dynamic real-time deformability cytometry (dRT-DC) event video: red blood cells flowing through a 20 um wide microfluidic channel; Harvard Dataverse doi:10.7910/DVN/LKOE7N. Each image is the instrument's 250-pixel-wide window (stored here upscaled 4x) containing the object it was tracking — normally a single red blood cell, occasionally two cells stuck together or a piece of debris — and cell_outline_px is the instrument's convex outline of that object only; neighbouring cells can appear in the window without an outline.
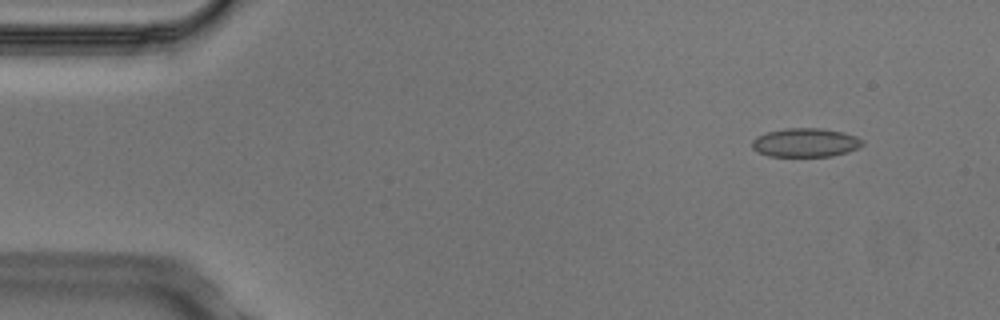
{"species": "Egyptian fruit bat (a non-hibernating species)", "species_latin": "Rousettus aegyptiacus", "temperature_condition": "cold", "stored_images_in_passage": 5, "camera_frame_rate_fps": 3000, "um_per_image_px": 0.085, "animal": {"sex": "male"}, "frame": {"image": 1, "passage_image": 2, "time_ms": 0.333, "image_size_px": [1000, 320], "cell_outline_px": [[864, 144], [860, 148], [848, 152], [832, 156], [768, 156], [756, 152], [752, 148], [752, 140], [756, 136], [768, 132], [784, 128], [820, 128], [844, 132], [856, 136], [864, 140]], "centroid_in_image_um": [68.48, 12.12], "position_along_channel_um": 16.5, "area_um2": 18.79}}
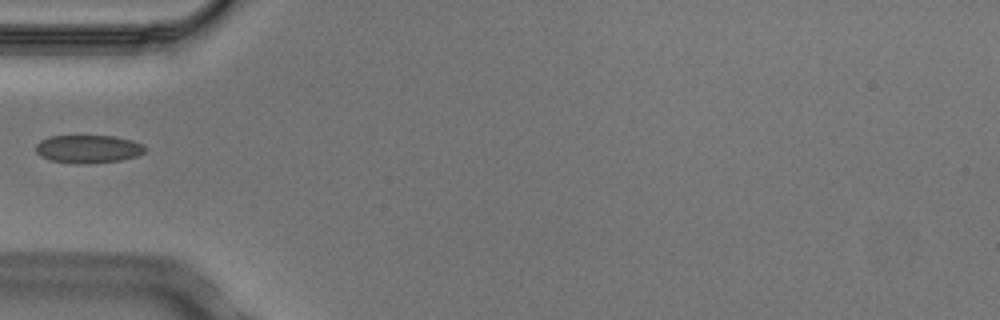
{"frame": {"image": 2, "passage_image": 5, "time_ms": 1.333, "image_size_px": [1000, 320], "cell_outline_px": [[148, 148], [144, 152], [136, 156], [120, 160], [48, 160], [40, 156], [36, 152], [36, 144], [40, 140], [48, 136], [112, 136], [132, 140], [144, 144]], "centroid_in_image_um": [7.51, 12.59], "position_along_channel_um": 77.5, "area_um2": 16.88}}